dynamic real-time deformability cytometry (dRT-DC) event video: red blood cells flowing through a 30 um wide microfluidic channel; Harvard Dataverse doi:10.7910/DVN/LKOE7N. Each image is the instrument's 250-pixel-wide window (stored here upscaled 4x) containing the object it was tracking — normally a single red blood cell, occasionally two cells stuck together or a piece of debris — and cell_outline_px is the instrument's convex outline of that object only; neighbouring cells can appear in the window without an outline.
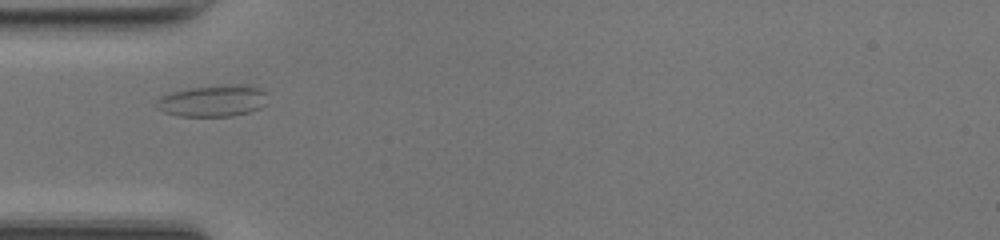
{"species": "common noctule bat (a hibernating species)", "species_latin": "Nyctalus noctula", "temperature_condition": "room temperature", "stored_images_in_passage": 35, "camera_frame_rate_fps": 3000, "um_per_image_px": 0.085, "animal": {"sex": "female", "body_mass_g": 17.0, "forearm_length_mm": 48.0}, "frame": {"image": 1, "passage_image": 1, "time_ms": 0.0, "image_size_px": [1000, 240], "cell_outline_px": [[264, 104], [260, 108], [248, 112], [232, 116], [180, 116], [164, 112], [156, 104], [160, 96], [172, 92], [188, 88], [232, 84], [248, 84], [260, 88], [264, 92]], "centroid_in_image_um": [18.1, 8.56], "position_along_channel_um": 66.9, "area_um2": 20.23}}
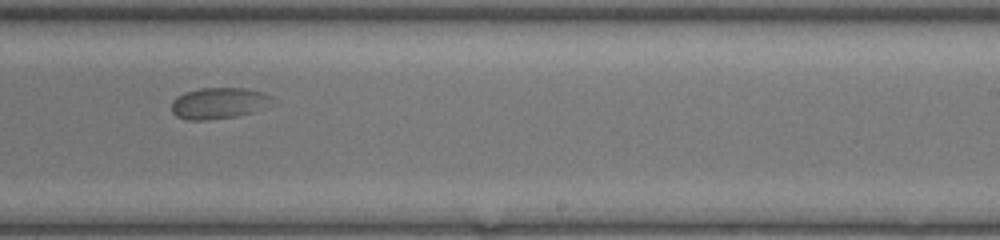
{"frame": {"image": 2, "passage_image": 16, "time_ms": 5.0, "image_size_px": [1000, 240], "cell_outline_px": [[276, 104], [252, 112], [236, 116], [208, 120], [188, 120], [176, 116], [172, 112], [172, 100], [176, 96], [184, 92], [200, 88], [248, 88], [264, 92], [272, 96], [276, 100]], "centroid_in_image_um": [18.65, 8.76], "position_along_channel_um": 270.3, "area_um2": 18.79}}
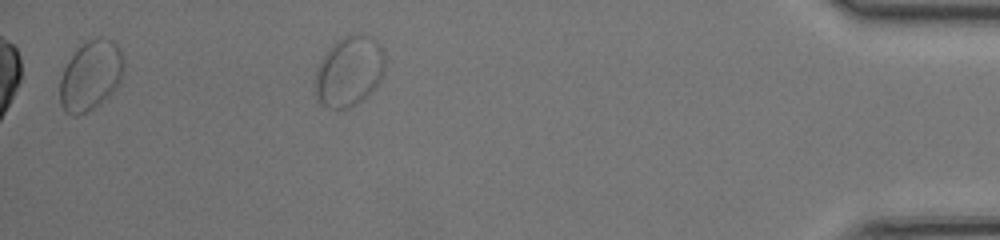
{"frame": {"image": 3, "passage_image": 30, "time_ms": 9.667, "image_size_px": [1000, 240], "cell_outline_px": [[384, 68], [380, 80], [356, 104], [348, 108], [328, 108], [320, 104], [316, 96], [316, 68], [320, 60], [332, 44], [336, 40], [344, 36], [372, 36], [380, 44], [384, 52]], "centroid_in_image_um": [29.65, 6.05], "position_along_channel_um": 405.5, "area_um2": 28.09}}